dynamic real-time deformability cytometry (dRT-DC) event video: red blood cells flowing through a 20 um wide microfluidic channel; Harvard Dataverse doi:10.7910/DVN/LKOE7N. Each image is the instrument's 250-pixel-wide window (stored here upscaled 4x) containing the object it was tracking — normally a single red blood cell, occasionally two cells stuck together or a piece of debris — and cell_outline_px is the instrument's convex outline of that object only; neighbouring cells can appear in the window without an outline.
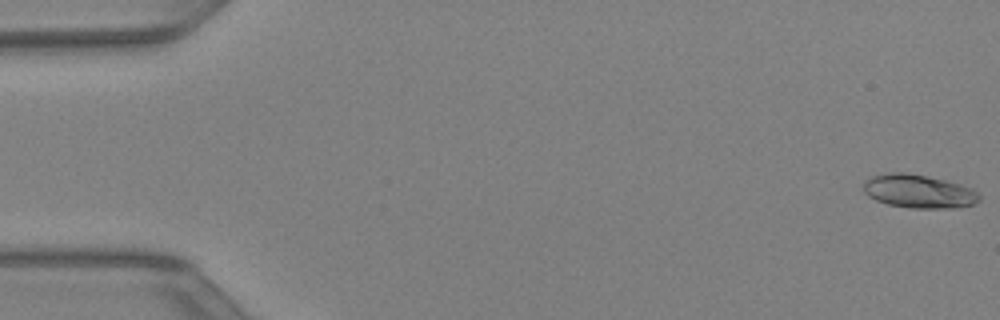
{"species": "Egyptian fruit bat (a non-hibernating species)", "species_latin": "Rousettus aegyptiacus", "temperature_condition": "warm", "stored_images_in_passage": 44, "camera_frame_rate_fps": 3000, "um_per_image_px": 0.085, "animal": {"sex": "female"}, "frame": {"image": 1, "passage_image": 1, "time_ms": 0.0, "image_size_px": [1000, 320], "cell_outline_px": [[980, 200], [972, 204], [956, 208], [908, 208], [888, 204], [876, 200], [868, 196], [864, 192], [864, 184], [872, 176], [888, 172], [904, 172], [944, 180], [960, 184], [972, 188], [980, 196]], "centroid_in_image_um": [78.09, 16.27], "position_along_channel_um": 6.9, "area_um2": 22.43}}
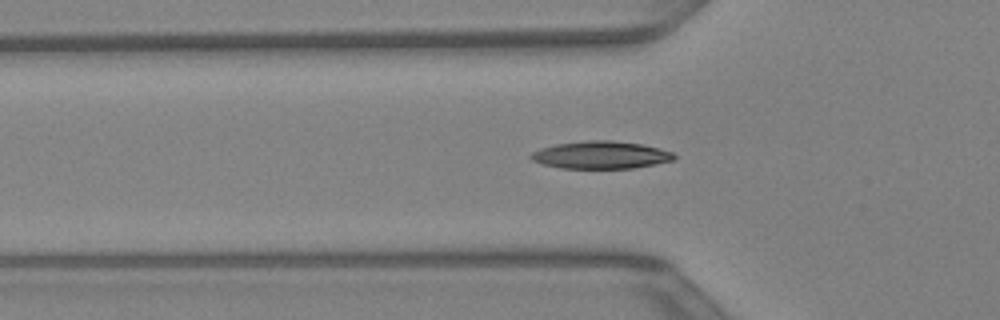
{"frame": {"image": 2, "passage_image": 15, "time_ms": 4.667, "image_size_px": [1000, 320], "cell_outline_px": [[676, 156], [672, 160], [632, 168], [560, 168], [544, 164], [532, 160], [528, 156], [532, 152], [540, 148], [556, 144], [588, 140], [612, 140], [640, 144], [672, 152]], "centroid_in_image_um": [51.01, 13.17], "position_along_channel_um": 74.8, "area_um2": 22.66}}
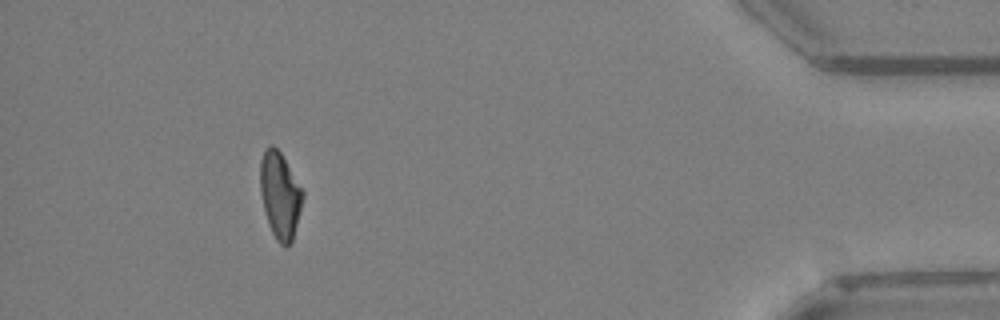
{"frame": {"image": 3, "passage_image": 40, "time_ms": 13.0, "image_size_px": [1000, 320], "cell_outline_px": [[304, 196], [292, 240], [288, 248], [284, 248], [276, 240], [272, 232], [264, 208], [260, 192], [260, 160], [264, 152], [272, 144], [280, 152], [304, 192]], "centroid_in_image_um": [23.8, 16.62], "position_along_channel_um": 411.4, "area_um2": 21.1}}